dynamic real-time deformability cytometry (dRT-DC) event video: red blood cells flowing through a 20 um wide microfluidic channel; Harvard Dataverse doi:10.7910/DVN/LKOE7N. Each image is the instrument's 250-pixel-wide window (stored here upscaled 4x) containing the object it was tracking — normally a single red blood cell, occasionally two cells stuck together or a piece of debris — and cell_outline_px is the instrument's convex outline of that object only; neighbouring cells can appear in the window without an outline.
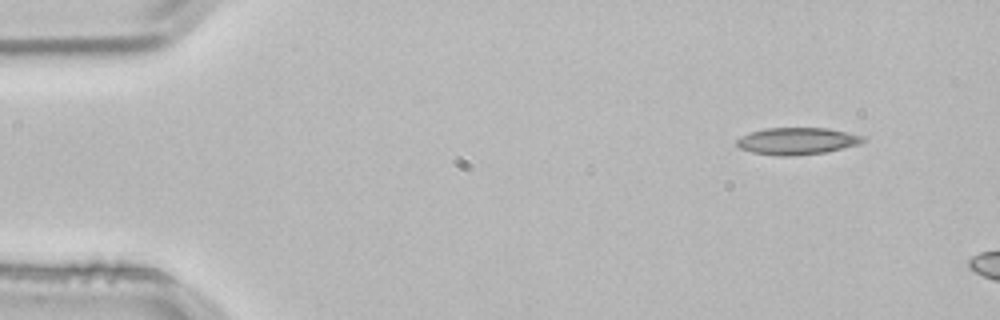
{"species": "common noctule bat (a hibernating species)", "species_latin": "Nyctalus noctula", "temperature_condition": "room temperature", "stored_images_in_passage": 4, "camera_frame_rate_fps": 3000, "um_per_image_px": 0.085, "animal": {"sex": "male", "body_mass_g": 21.5, "forearm_length_mm": 52.0}, "frame": {"image": 1, "passage_image": 1, "time_ms": 0.0, "image_size_px": [1000, 320], "cell_outline_px": [[868, 140], [860, 144], [844, 148], [824, 152], [792, 156], [780, 156], [752, 152], [740, 148], [736, 144], [736, 140], [740, 136], [764, 128], [828, 128], [848, 132], [864, 136]], "centroid_in_image_um": [67.79, 11.98], "position_along_channel_um": 17.2, "area_um2": 19.94}}
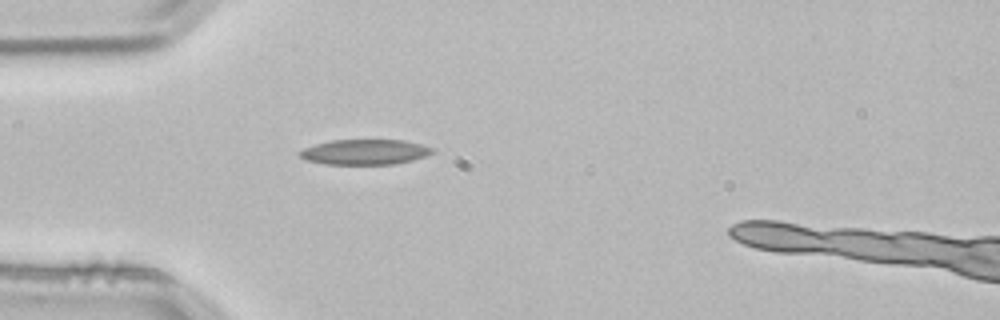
{"frame": {"image": 2, "passage_image": 3, "time_ms": 0.667, "image_size_px": [1000, 320], "cell_outline_px": [[432, 152], [424, 156], [412, 160], [396, 164], [324, 164], [308, 160], [300, 156], [296, 152], [304, 148], [316, 144], [332, 140], [404, 140], [420, 144], [432, 148]], "centroid_in_image_um": [30.97, 12.92], "position_along_channel_um": 54.0, "area_um2": 19.31}}